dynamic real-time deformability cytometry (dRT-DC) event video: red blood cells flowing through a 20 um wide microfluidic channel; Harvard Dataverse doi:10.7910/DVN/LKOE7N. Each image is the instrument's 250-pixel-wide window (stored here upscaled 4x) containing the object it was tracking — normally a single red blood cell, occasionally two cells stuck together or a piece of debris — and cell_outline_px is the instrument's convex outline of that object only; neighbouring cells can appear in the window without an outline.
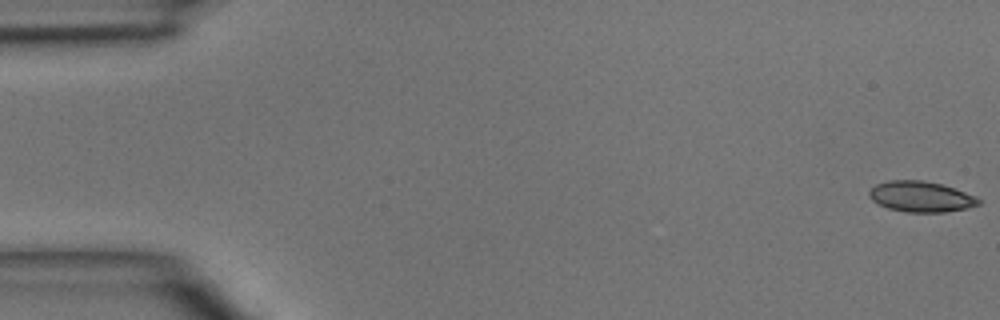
{"species": "common noctule bat (a hibernating species)", "species_latin": "Nyctalus noctula", "temperature_condition": "room temperature", "stored_images_in_passage": 7, "camera_frame_rate_fps": 3000, "um_per_image_px": 0.085, "animal": {"sex": "male", "body_mass_g": 15.6}, "frame": {"image": 1, "passage_image": 1, "time_ms": 0.0, "image_size_px": [1000, 320], "cell_outline_px": [[984, 200], [980, 204], [968, 208], [944, 212], [908, 212], [888, 208], [872, 200], [868, 196], [868, 192], [876, 184], [888, 180], [924, 180], [940, 184], [976, 196]], "centroid_in_image_um": [78.29, 16.71], "position_along_channel_um": 6.7, "area_um2": 19.54}}
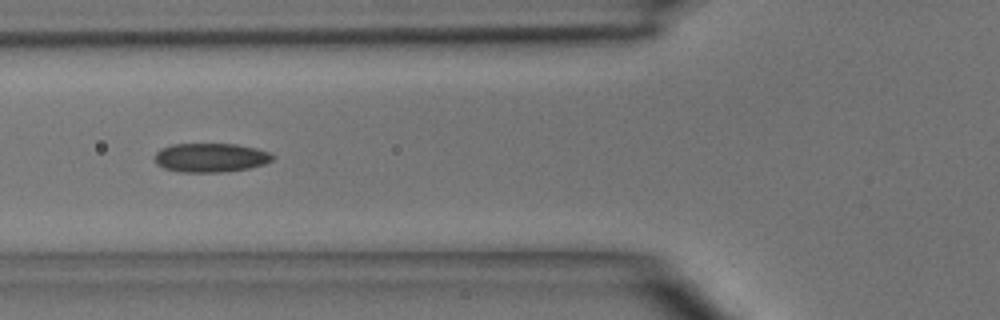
{"frame": {"image": 2, "passage_image": 6, "time_ms": 5.667, "image_size_px": [1000, 320], "cell_outline_px": [[276, 156], [272, 160], [264, 164], [248, 168], [220, 172], [180, 172], [164, 168], [156, 164], [156, 152], [172, 144], [236, 144], [256, 148], [268, 152]], "centroid_in_image_um": [17.92, 13.4], "position_along_channel_um": 107.9, "area_um2": 19.77}}
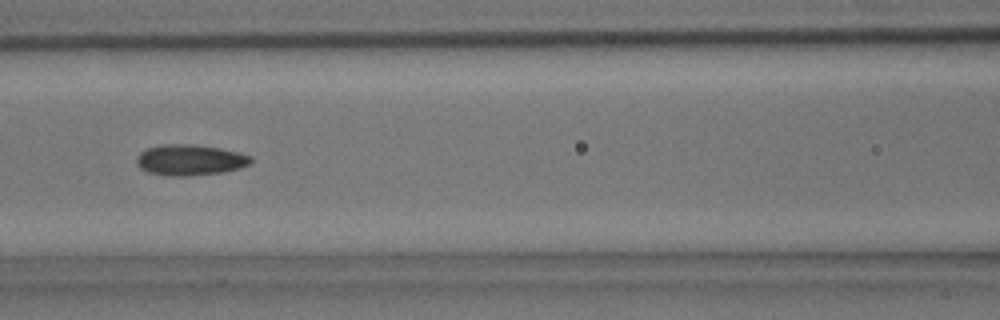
{"frame": {"image": 3, "passage_image": 7, "time_ms": 6.667, "image_size_px": [1000, 320], "cell_outline_px": [[252, 160], [248, 164], [240, 168], [224, 172], [188, 176], [168, 176], [148, 172], [140, 168], [136, 164], [136, 156], [140, 152], [148, 148], [160, 144], [192, 144], [220, 148], [240, 152], [252, 156]], "centroid_in_image_um": [16.14, 13.59], "position_along_channel_um": 150.5, "area_um2": 20.75}}